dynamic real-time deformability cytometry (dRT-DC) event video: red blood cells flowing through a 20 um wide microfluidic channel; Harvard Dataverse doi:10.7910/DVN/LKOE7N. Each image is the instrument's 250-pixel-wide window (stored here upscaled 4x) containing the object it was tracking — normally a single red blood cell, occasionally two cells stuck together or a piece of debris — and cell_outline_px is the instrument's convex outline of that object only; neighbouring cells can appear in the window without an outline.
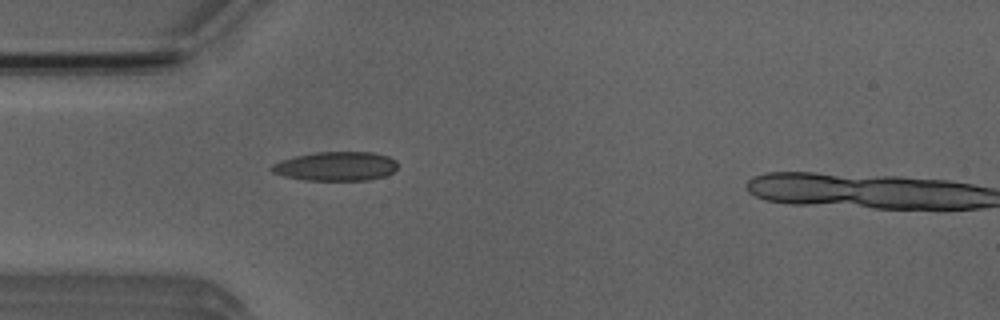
{"species": "Egyptian fruit bat (a non-hibernating species)", "species_latin": "Rousettus aegyptiacus", "temperature_condition": "room temperature", "stored_images_in_passage": 4, "camera_frame_rate_fps": 3000, "um_per_image_px": 0.085, "animal": {"sex": "male"}, "frame": {"image": 1, "passage_image": 3, "time_ms": 3.333, "image_size_px": [1000, 320], "cell_outline_px": [[396, 168], [392, 172], [384, 176], [368, 180], [304, 180], [284, 176], [272, 172], [268, 168], [272, 164], [280, 160], [296, 156], [316, 152], [372, 152], [388, 156], [396, 160]], "centroid_in_image_um": [28.52, 14.13], "position_along_channel_um": 56.5, "area_um2": 21.39}}